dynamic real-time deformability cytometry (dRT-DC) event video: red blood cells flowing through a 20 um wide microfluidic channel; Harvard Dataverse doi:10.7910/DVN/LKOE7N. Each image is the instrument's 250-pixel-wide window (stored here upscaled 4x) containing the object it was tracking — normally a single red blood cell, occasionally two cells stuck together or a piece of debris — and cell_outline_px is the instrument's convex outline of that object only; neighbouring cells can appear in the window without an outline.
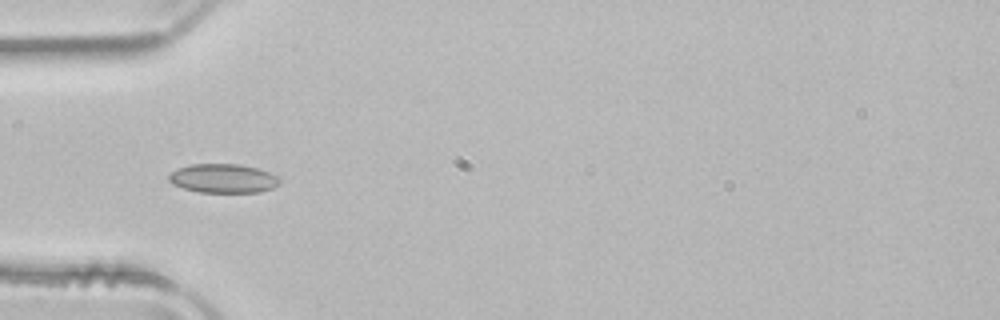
{"species": "common noctule bat (a hibernating species)", "species_latin": "Nyctalus noctula", "temperature_condition": "room temperature", "stored_images_in_passage": 3, "camera_frame_rate_fps": 3000, "um_per_image_px": 0.085, "animal": {"sex": "male", "body_mass_g": 21.5, "forearm_length_mm": 52.0}, "frame": {"image": 1, "passage_image": 2, "time_ms": 0.333, "image_size_px": [1000, 320], "cell_outline_px": [[280, 180], [272, 188], [260, 192], [200, 192], [184, 188], [172, 184], [168, 180], [168, 176], [176, 168], [192, 164], [240, 164], [256, 168], [268, 172], [276, 176]], "centroid_in_image_um": [18.92, 15.16], "position_along_channel_um": 66.1, "area_um2": 18.55}}
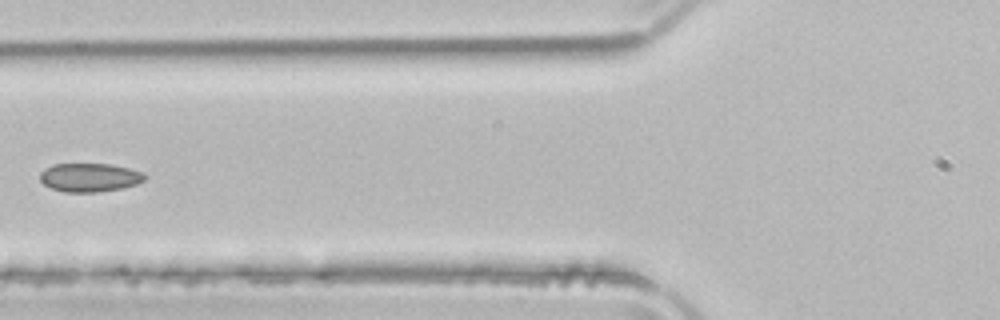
{"frame": {"image": 2, "passage_image": 3, "time_ms": 0.667, "image_size_px": [1000, 320], "cell_outline_px": [[144, 180], [136, 184], [124, 188], [96, 192], [64, 192], [52, 188], [44, 184], [40, 180], [40, 172], [44, 168], [52, 164], [112, 164], [144, 172]], "centroid_in_image_um": [7.6, 15.08], "position_along_channel_um": 118.2, "area_um2": 17.51}}